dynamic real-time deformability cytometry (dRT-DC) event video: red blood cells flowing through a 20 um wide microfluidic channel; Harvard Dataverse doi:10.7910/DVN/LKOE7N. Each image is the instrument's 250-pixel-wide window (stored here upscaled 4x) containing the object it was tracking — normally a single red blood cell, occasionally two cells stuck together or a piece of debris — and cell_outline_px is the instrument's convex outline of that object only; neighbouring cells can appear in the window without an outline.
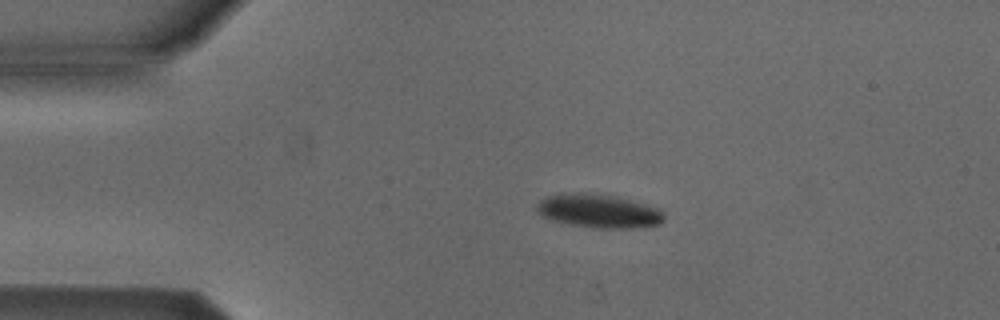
{"species": "Egyptian fruit bat (a non-hibernating species)", "species_latin": "Rousettus aegyptiacus", "temperature_condition": "cold", "stored_images_in_passage": 37, "camera_frame_rate_fps": 3000, "um_per_image_px": 0.085, "animal": {"sex": "male"}, "frame": {"image": 1, "passage_image": 1, "time_ms": 0.0, "image_size_px": [1000, 320], "cell_outline_px": [[664, 220], [660, 224], [632, 228], [596, 228], [568, 224], [552, 220], [540, 216], [536, 212], [536, 204], [540, 200], [548, 196], [608, 196], [628, 200], [660, 208], [664, 216]], "centroid_in_image_um": [50.91, 18.01], "position_along_channel_um": 34.1, "area_um2": 23.76}}
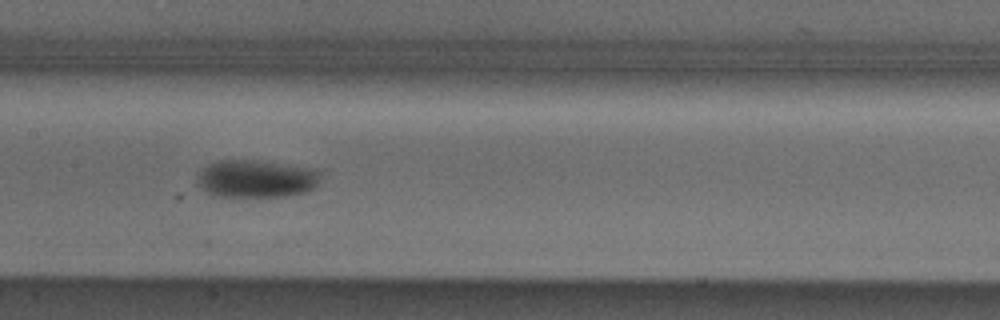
{"frame": {"image": 2, "passage_image": 16, "time_ms": 5.0, "image_size_px": [1000, 320], "cell_outline_px": [[320, 176], [316, 188], [308, 192], [288, 196], [212, 196], [204, 192], [196, 184], [196, 180], [200, 172], [208, 164], [220, 160], [252, 160], [308, 168], [320, 172]], "centroid_in_image_um": [21.74, 15.22], "position_along_channel_um": 185.7, "area_um2": 27.05}}
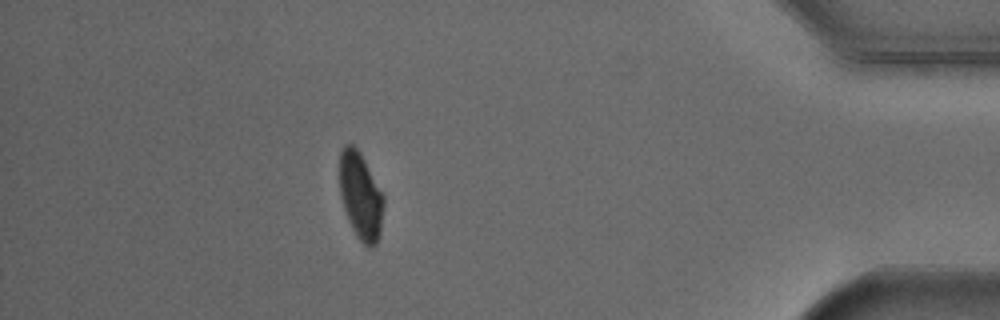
{"frame": {"image": 3, "passage_image": 37, "time_ms": 12.0, "image_size_px": [1000, 320], "cell_outline_px": [[384, 204], [380, 236], [376, 244], [372, 248], [368, 248], [356, 236], [348, 220], [340, 196], [340, 152], [344, 144], [352, 144], [360, 152], [384, 196]], "centroid_in_image_um": [30.66, 16.69], "position_along_channel_um": 404.5, "area_um2": 22.43}, "authors_computed_cell_mechanics": {"area_um2": 25.6632, "velocity_mm_per_s": 3.8382, "shape_relaxation_time_tau1_ms": 4.8706, "shape_relaxation_time_tau2_ms": null, "deformation_change_tau1": 0.1304, "deformation_change_tau2": null}}